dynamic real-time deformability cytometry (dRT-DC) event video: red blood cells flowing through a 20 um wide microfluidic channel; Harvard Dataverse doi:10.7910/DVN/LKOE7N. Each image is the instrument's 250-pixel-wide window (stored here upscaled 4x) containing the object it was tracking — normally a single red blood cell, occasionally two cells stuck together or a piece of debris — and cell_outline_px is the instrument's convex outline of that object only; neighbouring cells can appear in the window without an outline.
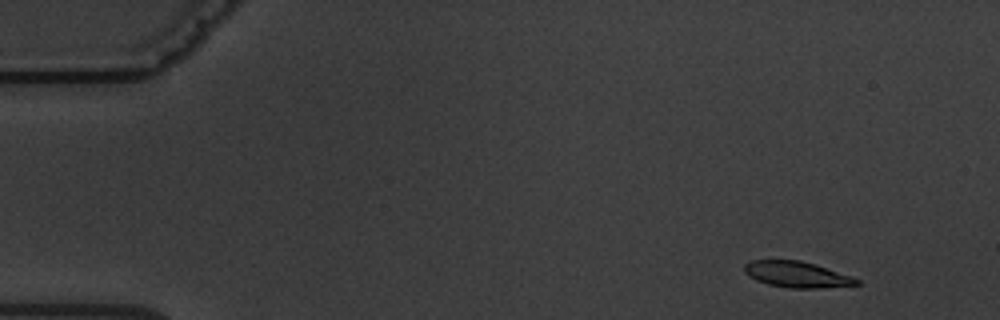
{"species": "common noctule bat (a hibernating species)", "species_latin": "Nyctalus noctula", "temperature_condition": "warm", "stored_images_in_passage": 5, "camera_frame_rate_fps": 3000, "um_per_image_px": 0.085, "animal": {"sex": "male", "body_mass_g": 19.5, "forearm_length_mm": 54.6}, "frame": {"image": 1, "passage_image": 1, "time_ms": 0.0, "image_size_px": [1000, 320], "cell_outline_px": [[860, 284], [820, 288], [788, 288], [768, 284], [756, 280], [748, 276], [744, 272], [744, 264], [752, 260], [800, 260], [816, 264], [852, 276], [860, 280]], "centroid_in_image_um": [67.73, 23.32], "position_along_channel_um": 17.3, "area_um2": 17.11}}